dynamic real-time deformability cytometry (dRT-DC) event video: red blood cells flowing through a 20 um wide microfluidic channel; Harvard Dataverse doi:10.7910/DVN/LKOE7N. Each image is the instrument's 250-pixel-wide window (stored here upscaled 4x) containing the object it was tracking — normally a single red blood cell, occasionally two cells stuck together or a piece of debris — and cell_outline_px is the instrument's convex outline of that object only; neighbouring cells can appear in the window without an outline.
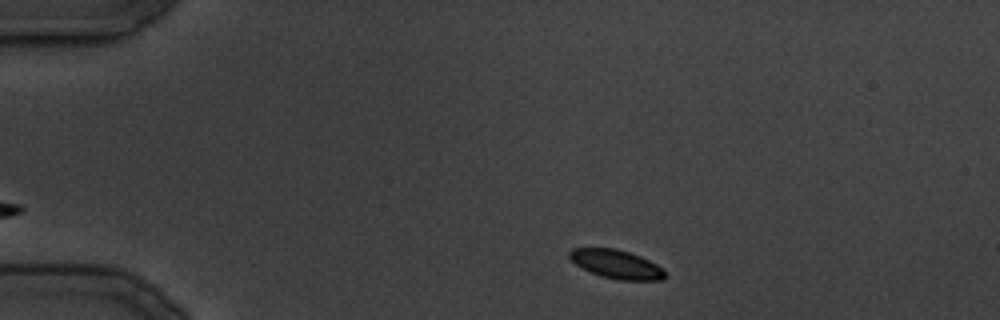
{"species": "common noctule bat (a hibernating species)", "species_latin": "Nyctalus noctula", "temperature_condition": "cold", "stored_images_in_passage": 30, "camera_frame_rate_fps": 3000, "um_per_image_px": 0.085, "animal": {"sex": "male", "body_mass_g": 19.5, "forearm_length_mm": 54.6}, "frame": {"image": 1, "passage_image": 3, "time_ms": 2.333, "image_size_px": [1000, 320], "cell_outline_px": [[664, 276], [660, 280], [620, 280], [600, 276], [576, 264], [568, 256], [568, 252], [572, 248], [616, 248], [640, 256], [664, 268]], "centroid_in_image_um": [52.38, 22.45], "position_along_channel_um": 32.6, "area_um2": 15.78}}
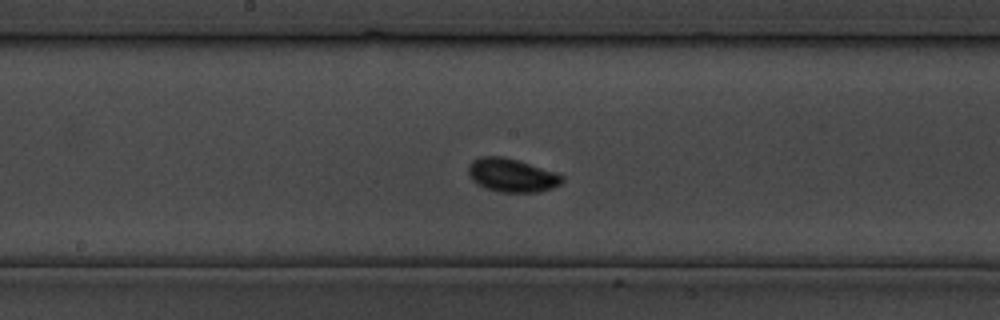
{"frame": {"image": 2, "passage_image": 15, "time_ms": 17.0, "image_size_px": [1000, 320], "cell_outline_px": [[564, 180], [560, 184], [552, 188], [536, 192], [500, 192], [484, 188], [476, 184], [468, 176], [468, 164], [472, 160], [480, 156], [504, 156], [564, 176]], "centroid_in_image_um": [43.42, 14.9], "position_along_channel_um": 204.8, "area_um2": 18.21}}
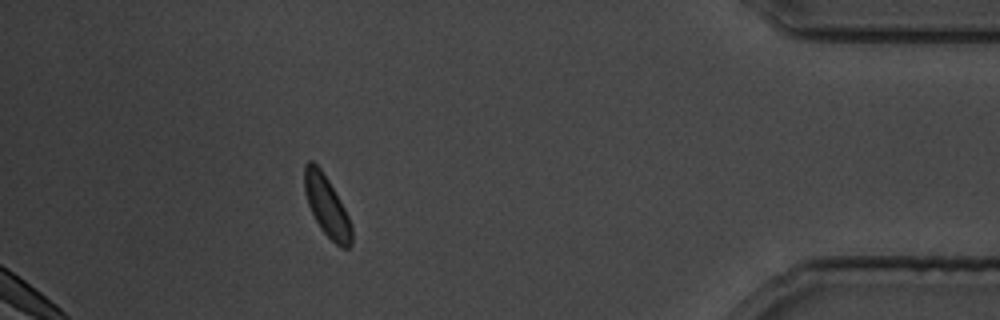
{"frame": {"image": 3, "passage_image": 27, "time_ms": 32.667, "image_size_px": [1000, 320], "cell_outline_px": [[352, 244], [348, 248], [340, 248], [320, 228], [308, 204], [304, 192], [304, 164], [308, 160], [312, 160], [320, 168], [328, 180], [344, 208], [352, 224]], "centroid_in_image_um": [27.77, 17.52], "position_along_channel_um": 407.4, "area_um2": 16.53}}